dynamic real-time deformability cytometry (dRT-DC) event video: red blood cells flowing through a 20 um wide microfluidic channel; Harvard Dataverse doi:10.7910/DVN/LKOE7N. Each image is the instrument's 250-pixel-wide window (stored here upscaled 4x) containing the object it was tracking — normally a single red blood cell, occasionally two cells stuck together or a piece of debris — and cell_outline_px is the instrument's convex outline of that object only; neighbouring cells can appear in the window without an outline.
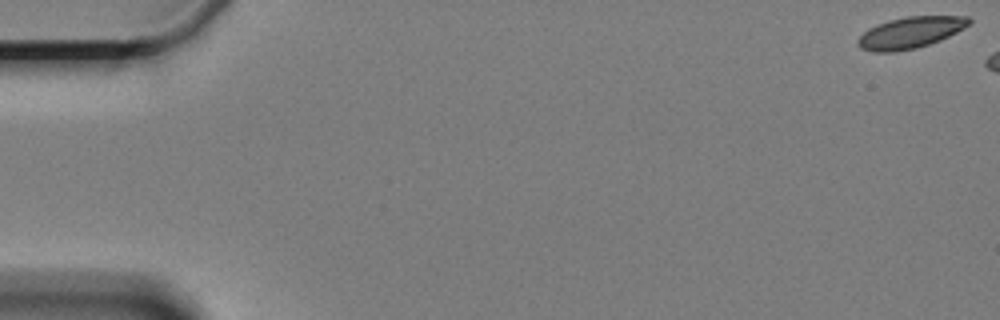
{"species": "Egyptian fruit bat (a non-hibernating species)", "species_latin": "Rousettus aegyptiacus", "temperature_condition": "cold", "stored_images_in_passage": 8, "camera_frame_rate_fps": 3000, "um_per_image_px": 0.085, "animal": {"sex": "female"}, "frame": {"image": 1, "passage_image": 1, "time_ms": 0.0, "image_size_px": [1000, 320], "cell_outline_px": [[972, 20], [964, 28], [940, 40], [916, 48], [892, 52], [876, 52], [860, 48], [856, 44], [856, 40], [868, 28], [876, 24], [888, 20], [908, 16], [968, 16]], "centroid_in_image_um": [77.34, 2.76], "position_along_channel_um": 7.7, "area_um2": 20.29}}